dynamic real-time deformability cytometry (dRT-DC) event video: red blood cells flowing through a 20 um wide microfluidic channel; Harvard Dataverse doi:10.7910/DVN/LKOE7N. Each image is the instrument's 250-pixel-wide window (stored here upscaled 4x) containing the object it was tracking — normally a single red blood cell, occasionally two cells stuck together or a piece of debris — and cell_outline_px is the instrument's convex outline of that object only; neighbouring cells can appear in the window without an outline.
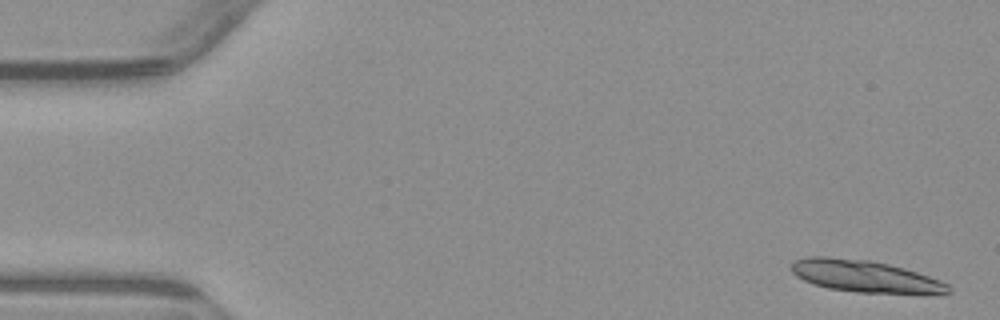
{"species": "common noctule bat (a hibernating species)", "species_latin": "Nyctalus noctula", "temperature_condition": "warm", "stored_images_in_passage": 6, "camera_frame_rate_fps": 3000, "um_per_image_px": 0.085, "animal": {"sex": "male", "body_mass_g": 23.1, "forearm_length_mm": 52.7}, "frame": {"image": 1, "passage_image": 1, "time_ms": 0.0, "image_size_px": [1000, 320], "cell_outline_px": [[952, 292], [856, 292], [828, 288], [812, 284], [796, 276], [792, 272], [792, 264], [796, 260], [808, 256], [828, 256], [868, 260], [888, 264], [904, 268], [940, 280], [948, 284], [952, 288]], "centroid_in_image_um": [73.43, 23.45], "position_along_channel_um": 11.6, "area_um2": 28.61}}